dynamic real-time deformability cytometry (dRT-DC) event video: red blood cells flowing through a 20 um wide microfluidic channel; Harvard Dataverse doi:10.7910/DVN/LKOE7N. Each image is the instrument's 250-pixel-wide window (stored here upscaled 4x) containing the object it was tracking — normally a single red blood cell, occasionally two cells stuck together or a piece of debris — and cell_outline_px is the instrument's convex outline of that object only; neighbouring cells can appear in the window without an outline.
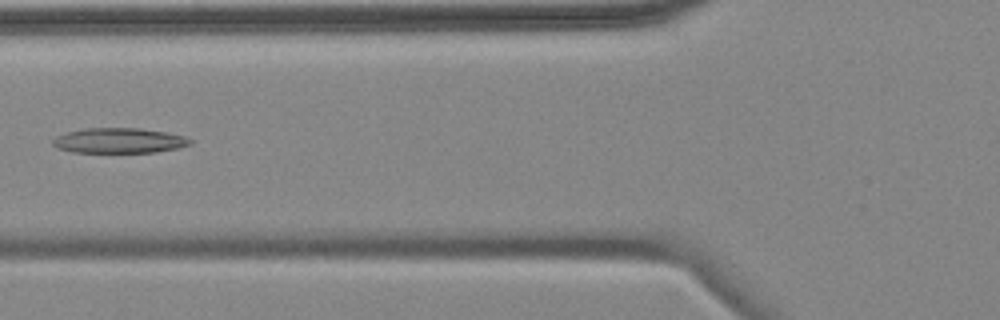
{"species": "common noctule bat (a hibernating species)", "species_latin": "Nyctalus noctula", "temperature_condition": "cold", "stored_images_in_passage": 7, "camera_frame_rate_fps": 3000, "um_per_image_px": 0.085, "animal": {"sex": "female", "body_mass_g": 18.4}, "frame": {"image": 1, "passage_image": 5, "time_ms": 6.0, "image_size_px": [1000, 320], "cell_outline_px": [[192, 144], [180, 148], [156, 152], [72, 152], [56, 148], [52, 144], [52, 140], [56, 136], [68, 132], [84, 128], [140, 128], [164, 132], [184, 136], [192, 140]], "centroid_in_image_um": [10.12, 11.95], "position_along_channel_um": 115.7, "area_um2": 20.17}}
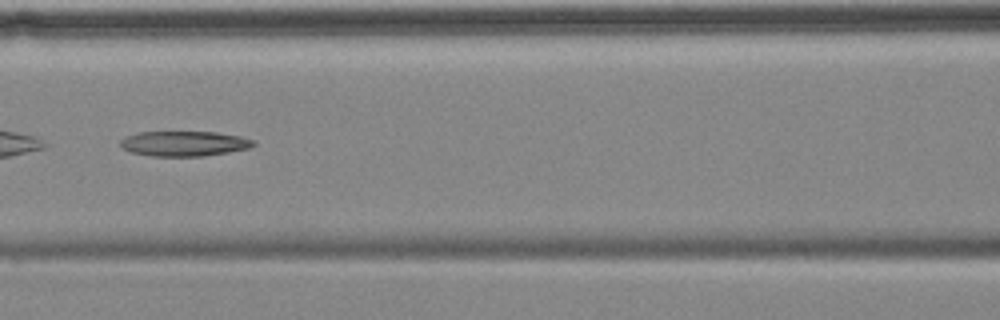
{"frame": {"image": 2, "passage_image": 6, "time_ms": 7.0, "image_size_px": [1000, 320], "cell_outline_px": [[256, 144], [248, 148], [228, 152], [204, 156], [152, 156], [132, 152], [124, 148], [120, 144], [120, 140], [128, 136], [140, 132], [216, 132], [240, 136], [256, 140]], "centroid_in_image_um": [15.7, 12.2], "position_along_channel_um": 150.9, "area_um2": 19.31}}
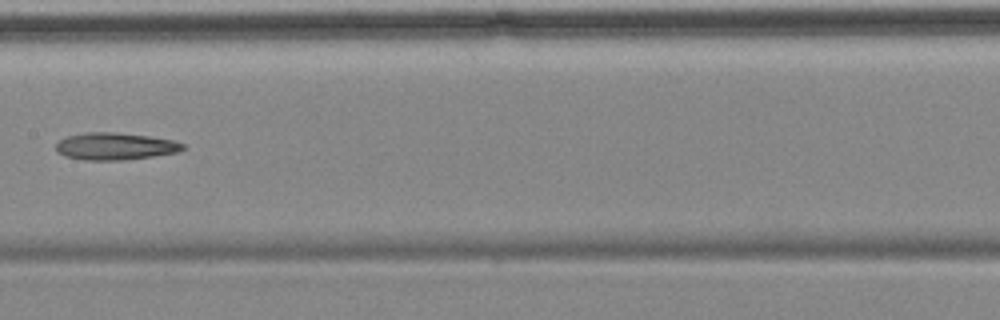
{"frame": {"image": 3, "passage_image": 7, "time_ms": 8.333, "image_size_px": [1000, 320], "cell_outline_px": [[184, 148], [176, 152], [152, 156], [124, 160], [84, 160], [64, 156], [56, 152], [56, 144], [60, 140], [68, 136], [84, 132], [116, 132], [148, 136], [172, 140], [184, 144]], "centroid_in_image_um": [9.74, 12.43], "position_along_channel_um": 197.7, "area_um2": 20.0}}